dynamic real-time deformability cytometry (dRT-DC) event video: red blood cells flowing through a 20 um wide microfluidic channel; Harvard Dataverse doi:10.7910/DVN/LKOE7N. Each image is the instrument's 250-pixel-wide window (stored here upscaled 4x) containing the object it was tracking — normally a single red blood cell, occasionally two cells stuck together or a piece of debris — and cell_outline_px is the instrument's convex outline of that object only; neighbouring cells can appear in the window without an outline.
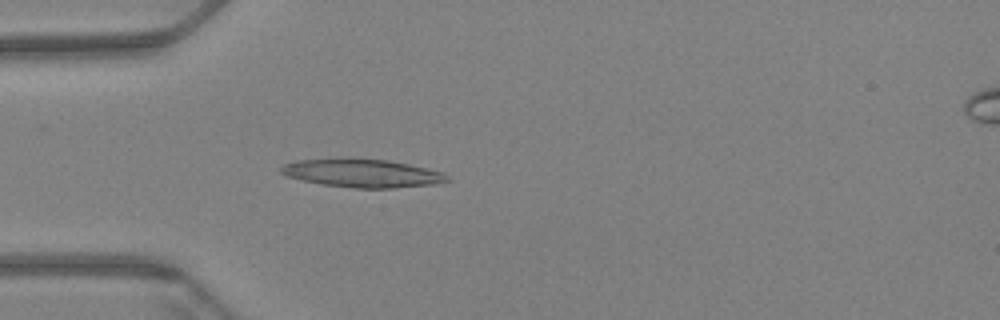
{"species": "Egyptian fruit bat (a non-hibernating species)", "species_latin": "Rousettus aegyptiacus", "temperature_condition": "warm", "stored_images_in_passage": 61, "camera_frame_rate_fps": 3000, "um_per_image_px": 0.085, "animal": {"sex": "female"}, "frame": {"image": 1, "passage_image": 18, "time_ms": 5.667, "image_size_px": [1000, 320], "cell_outline_px": [[452, 180], [432, 184], [392, 188], [352, 188], [324, 184], [304, 180], [288, 176], [280, 172], [280, 168], [284, 164], [296, 160], [388, 160], [408, 164], [444, 172]], "centroid_in_image_um": [30.86, 14.74], "position_along_channel_um": 54.1, "area_um2": 26.47}}
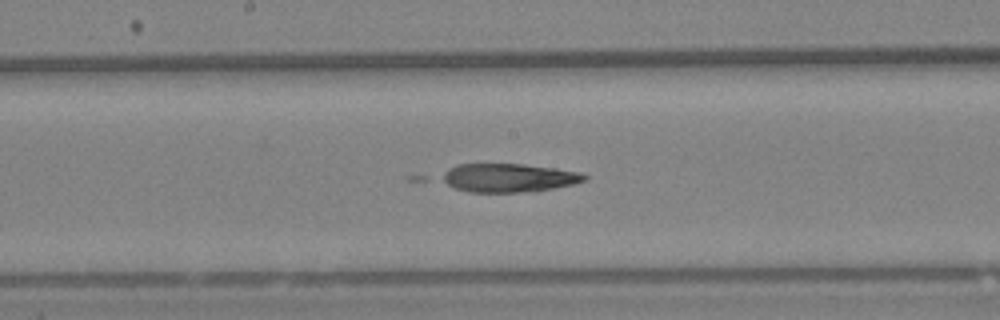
{"frame": {"image": 2, "passage_image": 32, "time_ms": 10.333, "image_size_px": [1000, 320], "cell_outline_px": [[588, 180], [556, 188], [520, 192], [468, 192], [452, 188], [440, 180], [436, 176], [448, 168], [456, 164], [524, 164], [556, 168], [580, 172], [588, 176]], "centroid_in_image_um": [43.15, 15.11], "position_along_channel_um": 205.0, "area_um2": 24.16}}
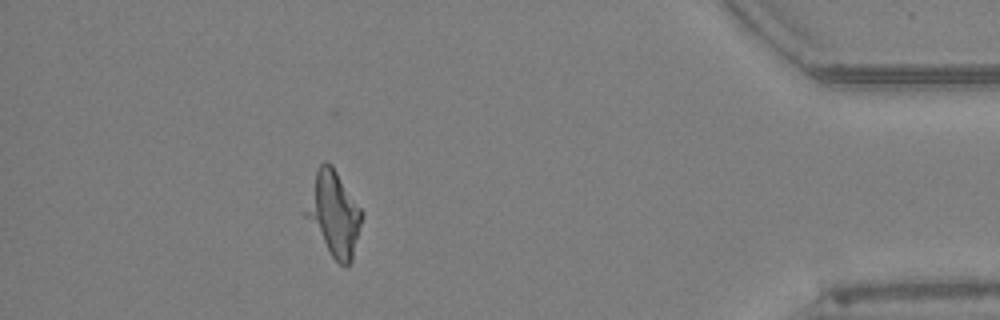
{"frame": {"image": 3, "passage_image": 54, "time_ms": 17.667, "image_size_px": [1000, 320], "cell_outline_px": [[360, 224], [352, 260], [348, 264], [340, 264], [332, 256], [300, 212], [316, 168], [324, 160], [332, 164], [360, 208]], "centroid_in_image_um": [28.26, 18.09], "position_along_channel_um": 406.9, "area_um2": 27.51}}